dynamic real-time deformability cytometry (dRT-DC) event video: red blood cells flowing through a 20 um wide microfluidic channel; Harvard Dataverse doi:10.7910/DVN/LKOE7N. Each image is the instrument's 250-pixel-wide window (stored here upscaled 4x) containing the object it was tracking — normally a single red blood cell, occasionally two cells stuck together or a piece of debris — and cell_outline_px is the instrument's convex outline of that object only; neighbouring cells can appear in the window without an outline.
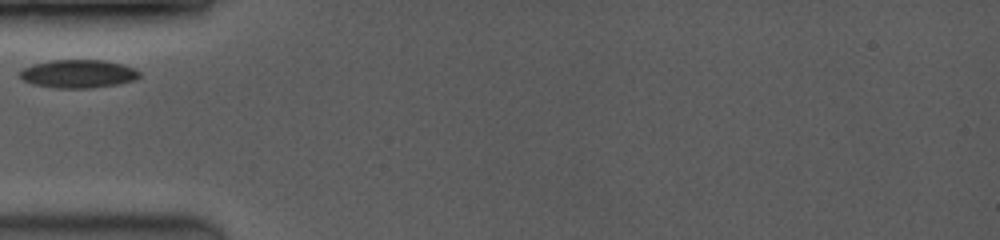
{"species": "common noctule bat (a hibernating species)", "species_latin": "Nyctalus noctula", "temperature_condition": "room temperature", "stored_images_in_passage": 2, "camera_frame_rate_fps": 3500, "um_per_image_px": 0.085, "animal": {"sex": "female", "body_mass_g": 19.0, "forearm_length_mm": 53.3}, "frame": {"image": 1, "passage_image": 1, "time_ms": 0.0, "image_size_px": [1000, 240], "cell_outline_px": [[140, 76], [132, 80], [120, 84], [88, 88], [56, 88], [32, 84], [24, 80], [20, 76], [20, 72], [24, 68], [32, 64], [52, 60], [104, 60], [120, 64], [132, 68], [140, 72]], "centroid_in_image_um": [6.63, 6.27], "position_along_channel_um": 78.4, "area_um2": 19.48}}